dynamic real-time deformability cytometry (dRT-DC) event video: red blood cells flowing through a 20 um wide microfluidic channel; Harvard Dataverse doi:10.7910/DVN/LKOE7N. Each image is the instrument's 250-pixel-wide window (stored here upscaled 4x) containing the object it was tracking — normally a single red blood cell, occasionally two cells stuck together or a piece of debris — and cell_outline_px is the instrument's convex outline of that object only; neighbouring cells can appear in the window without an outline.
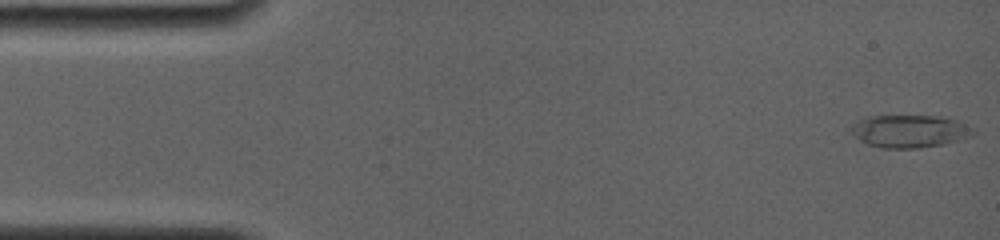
{"species": "common noctule bat (a hibernating species)", "species_latin": "Nyctalus noctula", "temperature_condition": "room temperature", "stored_images_in_passage": 55, "camera_frame_rate_fps": 4000, "um_per_image_px": 0.085, "animal": {"sex": "female", "body_mass_g": 19.0, "forearm_length_mm": 56.7}, "frame": {"image": 1, "passage_image": 1, "time_ms": 0.0, "image_size_px": [1000, 240], "cell_outline_px": [[976, 132], [944, 144], [920, 148], [880, 148], [868, 144], [860, 140], [848, 128], [848, 124], [872, 116], [940, 116], [960, 120], [976, 128]], "centroid_in_image_um": [77.31, 11.14], "position_along_channel_um": 7.7, "area_um2": 23.29}}
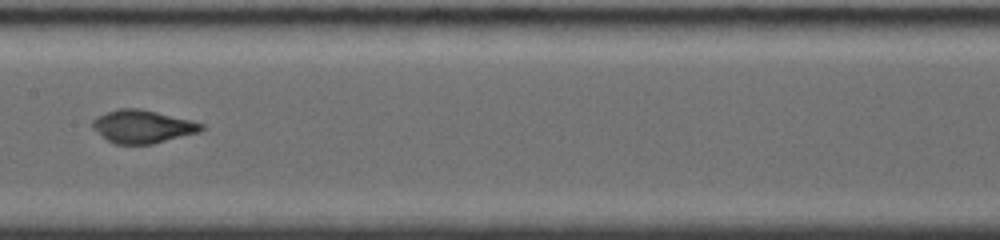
{"frame": {"image": 2, "passage_image": 29, "time_ms": 8.0, "image_size_px": [1000, 240], "cell_outline_px": [[204, 128], [200, 132], [152, 144], [116, 144], [108, 140], [92, 128], [92, 120], [96, 116], [120, 108], [136, 108], [156, 112], [204, 124]], "centroid_in_image_um": [12.1, 10.76], "position_along_channel_um": 195.3, "area_um2": 20.63}}
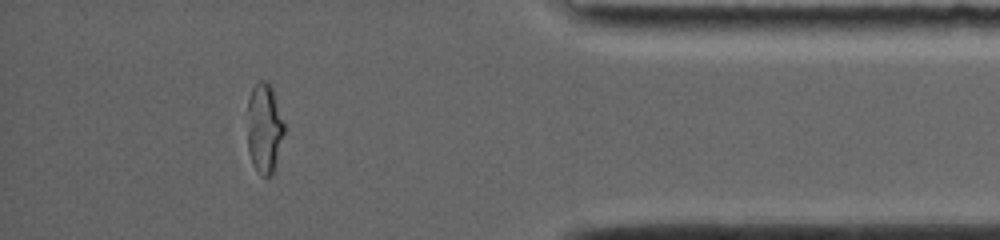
{"frame": {"image": 3, "passage_image": 49, "time_ms": 14.25, "image_size_px": [1000, 240], "cell_outline_px": [[284, 132], [276, 168], [272, 176], [260, 176], [252, 164], [248, 152], [248, 100], [252, 88], [256, 80], [268, 80], [272, 88], [284, 124]], "centroid_in_image_um": [22.46, 10.93], "position_along_channel_um": 412.7, "area_um2": 19.59}}